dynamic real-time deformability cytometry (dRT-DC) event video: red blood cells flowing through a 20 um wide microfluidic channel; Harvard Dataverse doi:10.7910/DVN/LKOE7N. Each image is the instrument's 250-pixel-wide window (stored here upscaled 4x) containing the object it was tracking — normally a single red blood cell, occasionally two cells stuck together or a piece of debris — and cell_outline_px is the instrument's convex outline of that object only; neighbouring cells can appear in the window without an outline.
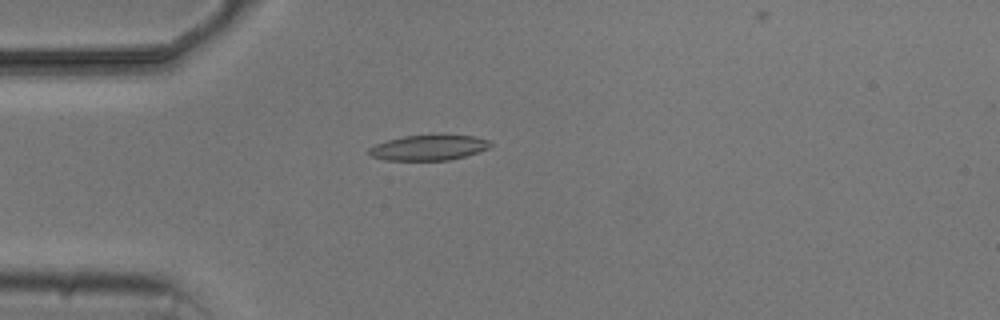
{"species": "common noctule bat (a hibernating species)", "species_latin": "Nyctalus noctula", "temperature_condition": "cold", "stored_images_in_passage": 2, "camera_frame_rate_fps": 3000, "um_per_image_px": 0.085, "animal": {"sex": "male", "body_mass_g": 20.5, "forearm_length_mm": 52.5}, "frame": {"image": 1, "passage_image": 1, "time_ms": 0.0, "image_size_px": [1000, 320], "cell_outline_px": [[492, 144], [488, 148], [464, 156], [448, 160], [384, 160], [372, 156], [368, 152], [368, 148], [376, 144], [388, 140], [404, 136], [476, 136], [488, 140]], "centroid_in_image_um": [36.4, 12.56], "position_along_channel_um": 48.6, "area_um2": 17.46}}